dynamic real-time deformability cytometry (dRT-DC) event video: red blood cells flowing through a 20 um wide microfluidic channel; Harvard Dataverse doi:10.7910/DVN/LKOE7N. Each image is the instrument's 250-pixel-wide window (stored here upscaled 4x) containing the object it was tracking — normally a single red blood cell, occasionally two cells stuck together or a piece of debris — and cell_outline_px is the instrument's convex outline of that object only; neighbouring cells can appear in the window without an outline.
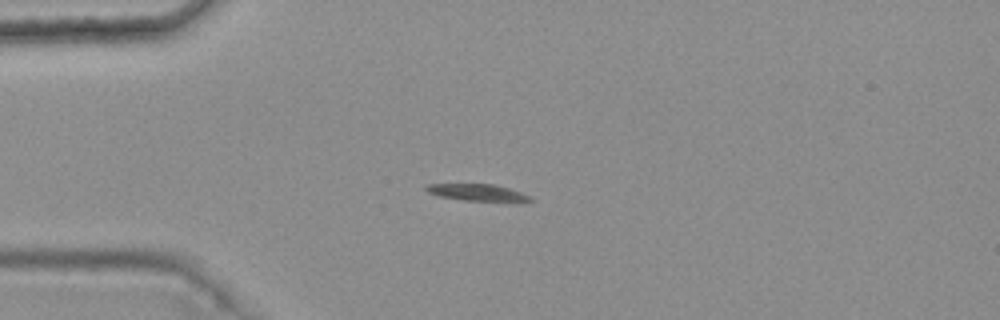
{"species": "common noctule bat (a hibernating species)", "species_latin": "Nyctalus noctula", "temperature_condition": "warm", "stored_images_in_passage": 12, "camera_frame_rate_fps": 3000, "um_per_image_px": 0.085, "animal": {"sex": "female", "body_mass_g": 25.1}, "frame": {"image": 1, "passage_image": 3, "time_ms": 0.667, "image_size_px": [1000, 320], "cell_outline_px": [[532, 200], [516, 204], [508, 204], [464, 200], [440, 196], [428, 192], [424, 188], [424, 184], [492, 184], [508, 188], [532, 196]], "centroid_in_image_um": [40.71, 16.41], "position_along_channel_um": 44.3, "area_um2": 10.81}}
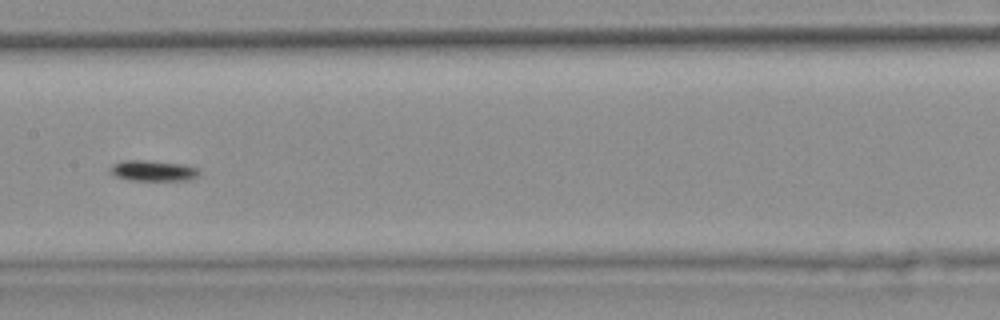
{"frame": {"image": 2, "passage_image": 7, "time_ms": 2.0, "image_size_px": [1000, 320], "cell_outline_px": [[200, 172], [196, 176], [188, 180], [128, 180], [116, 176], [112, 172], [112, 164], [124, 160], [144, 160], [184, 164], [196, 168]], "centroid_in_image_um": [13.02, 14.5], "position_along_channel_um": 194.4, "area_um2": 10.52}}